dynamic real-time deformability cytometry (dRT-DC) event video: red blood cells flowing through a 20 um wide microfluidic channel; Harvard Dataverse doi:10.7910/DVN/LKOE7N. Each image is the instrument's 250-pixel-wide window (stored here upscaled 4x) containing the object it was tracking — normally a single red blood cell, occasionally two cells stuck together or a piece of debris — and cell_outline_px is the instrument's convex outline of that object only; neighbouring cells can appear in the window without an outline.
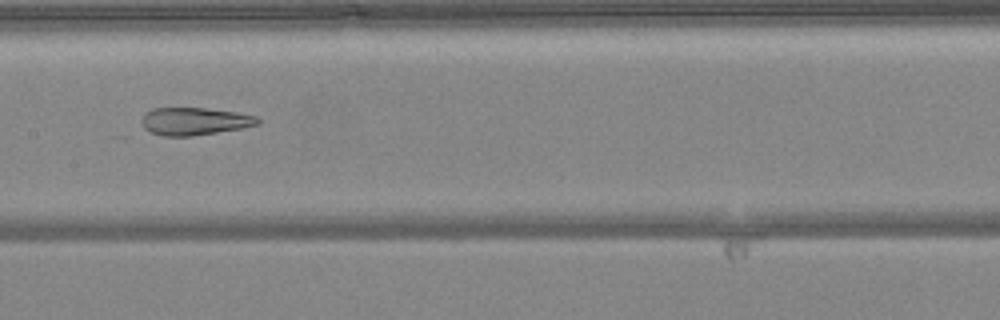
{"species": "common noctule bat (a hibernating species)", "species_latin": "Nyctalus noctula", "temperature_condition": "warm", "stored_images_in_passage": 36, "camera_frame_rate_fps": 3000, "um_per_image_px": 0.085, "animal": {"sex": "female", "body_mass_g": 24.6, "forearm_length_mm": 56.2}, "frame": {"image": 1, "passage_image": 11, "time_ms": 3.333, "image_size_px": [1000, 320], "cell_outline_px": [[260, 124], [244, 128], [192, 136], [164, 136], [152, 132], [144, 128], [140, 120], [152, 108], [204, 108], [236, 112], [256, 116], [260, 120]], "centroid_in_image_um": [16.57, 10.31], "position_along_channel_um": 190.8, "area_um2": 18.61}}
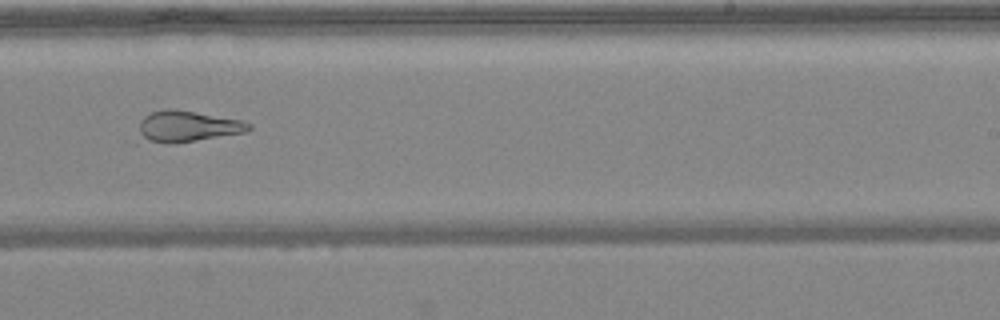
{"frame": {"image": 2, "passage_image": 17, "time_ms": 5.333, "image_size_px": [1000, 320], "cell_outline_px": [[252, 128], [248, 132], [176, 144], [168, 144], [148, 140], [140, 132], [140, 120], [144, 116], [152, 112], [164, 108], [168, 108], [240, 120], [252, 124]], "centroid_in_image_um": [15.98, 10.75], "position_along_channel_um": 273.0, "area_um2": 19.71}}
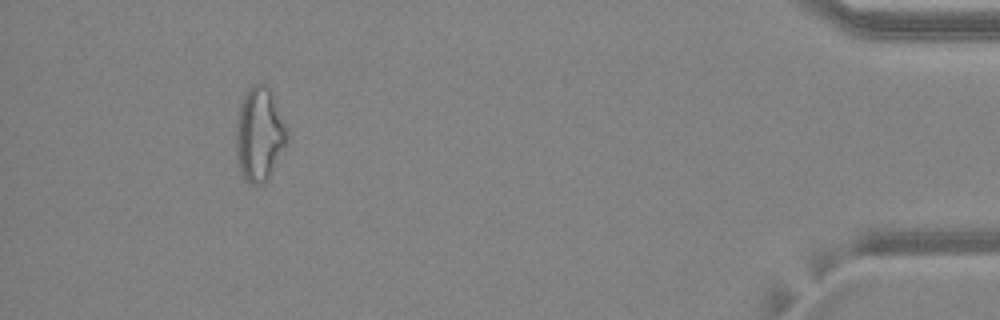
{"frame": {"image": 3, "passage_image": 32, "time_ms": 10.333, "image_size_px": [1000, 320], "cell_outline_px": [[288, 136], [264, 184], [248, 184], [244, 180], [240, 172], [236, 160], [236, 120], [240, 104], [244, 92], [252, 84], [268, 84], [272, 92]], "centroid_in_image_um": [21.98, 11.39], "position_along_channel_um": 413.2, "area_um2": 27.57}, "authors_computed_cell_mechanics": {"area_um2": 21.4149, "velocity_mm_per_s": 4.1399, "shape_relaxation_time_tau1_ms": null, "shape_relaxation_time_tau2_ms": 2.1072, "deformation_change_tau1": null, "deformation_change_tau2": 0.1098}}